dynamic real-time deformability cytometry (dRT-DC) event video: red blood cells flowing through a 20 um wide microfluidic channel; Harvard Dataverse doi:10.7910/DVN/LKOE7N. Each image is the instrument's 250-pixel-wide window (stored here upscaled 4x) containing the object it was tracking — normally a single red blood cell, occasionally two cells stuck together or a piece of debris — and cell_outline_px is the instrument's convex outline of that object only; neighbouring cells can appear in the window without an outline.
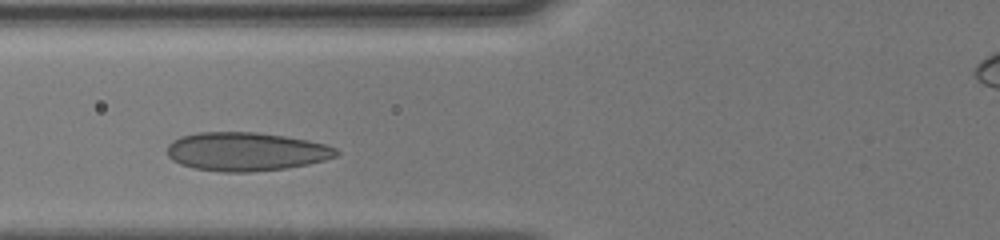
{"species": "human", "species_latin": "Homo sapiens", "temperature_condition": "cold", "stored_images_in_passage": 26, "camera_frame_rate_fps": 3000, "um_per_image_px": 0.085, "donor": {"sex": "male"}, "frame": {"image": 1, "passage_image": 8, "time_ms": 2.667, "image_size_px": [1000, 240], "cell_outline_px": [[340, 152], [336, 156], [324, 160], [308, 164], [288, 168], [252, 172], [224, 172], [196, 168], [180, 164], [172, 160], [168, 156], [168, 144], [172, 140], [180, 136], [196, 132], [256, 132], [284, 136], [308, 140], [324, 144], [336, 148]], "centroid_in_image_um": [20.9, 12.88], "position_along_channel_um": 104.9, "area_um2": 38.15}}
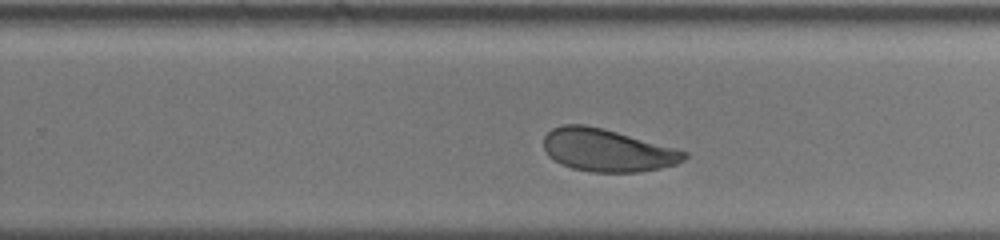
{"frame": {"image": 2, "passage_image": 18, "time_ms": 7.0, "image_size_px": [1000, 240], "cell_outline_px": [[688, 156], [684, 160], [676, 164], [660, 168], [640, 172], [592, 172], [572, 168], [560, 164], [548, 156], [544, 148], [544, 136], [552, 128], [564, 124], [584, 124], [604, 128], [676, 148], [688, 152]], "centroid_in_image_um": [51.61, 12.77], "position_along_channel_um": 278.2, "area_um2": 35.08}}
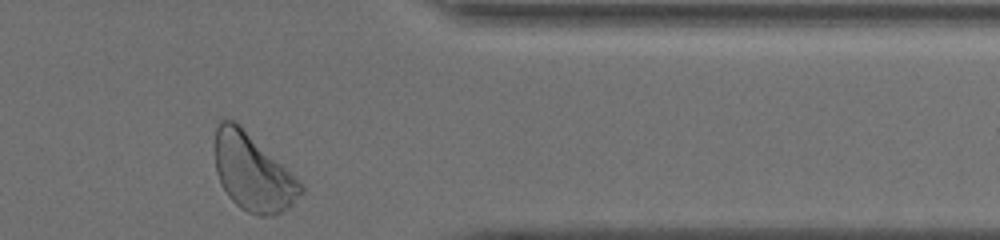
{"frame": {"image": 3, "passage_image": 26, "time_ms": 10.0, "image_size_px": [1000, 240], "cell_outline_px": [[304, 192], [292, 204], [280, 212], [272, 216], [256, 216], [240, 208], [228, 196], [216, 172], [216, 128], [220, 120], [232, 120], [240, 124], [300, 180], [304, 184]], "centroid_in_image_um": [21.52, 14.67], "position_along_channel_um": 389.9, "area_um2": 38.32}, "authors_computed_cell_mechanics": {"area_um2": 36.3851, "velocity_mm_per_s": 4.0078, "shape_relaxation_time_tau1_ms": 5.106, "shape_relaxation_time_tau2_ms": 0.8606, "deformation_change_tau1": 0.1235, "deformation_change_tau2": 0.0504}}